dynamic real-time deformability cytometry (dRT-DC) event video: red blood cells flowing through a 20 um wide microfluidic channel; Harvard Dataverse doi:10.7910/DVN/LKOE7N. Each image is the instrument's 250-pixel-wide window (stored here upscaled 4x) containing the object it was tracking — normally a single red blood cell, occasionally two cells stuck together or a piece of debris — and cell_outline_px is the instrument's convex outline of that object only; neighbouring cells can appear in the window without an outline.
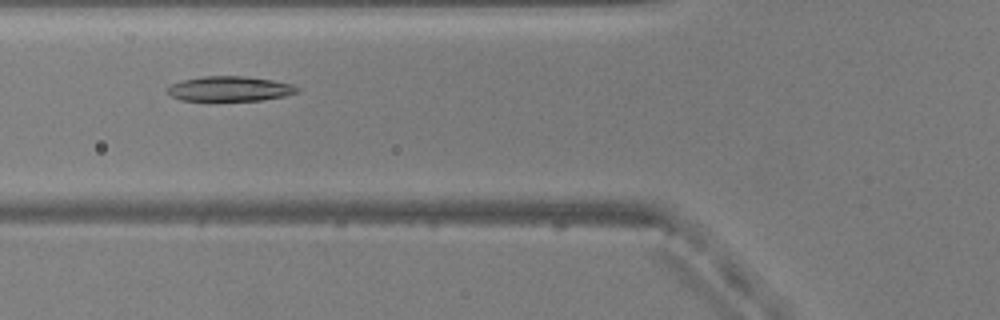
{"species": "common noctule bat (a hibernating species)", "species_latin": "Nyctalus noctula", "temperature_condition": "warm", "stored_images_in_passage": 36, "camera_frame_rate_fps": 3000, "um_per_image_px": 0.085, "animal": {"sex": "male", "body_mass_g": 20.5, "forearm_length_mm": 52.5}, "frame": {"image": 1, "passage_image": 8, "time_ms": 2.333, "image_size_px": [1000, 320], "cell_outline_px": [[300, 92], [284, 96], [260, 100], [180, 100], [172, 96], [164, 88], [168, 84], [180, 80], [204, 76], [244, 76], [272, 80], [292, 84], [300, 88]], "centroid_in_image_um": [19.5, 7.53], "position_along_channel_um": 106.3, "area_um2": 18.96}}
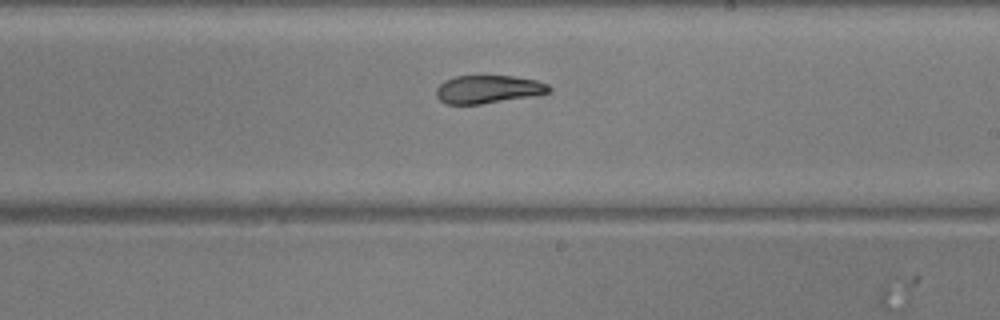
{"frame": {"image": 2, "passage_image": 19, "time_ms": 6.0, "image_size_px": [1000, 320], "cell_outline_px": [[552, 92], [536, 96], [480, 104], [448, 104], [440, 100], [436, 96], [436, 88], [444, 80], [456, 76], [516, 76], [536, 80], [548, 84], [552, 88]], "centroid_in_image_um": [41.54, 7.59], "position_along_channel_um": 247.5, "area_um2": 18.67}}
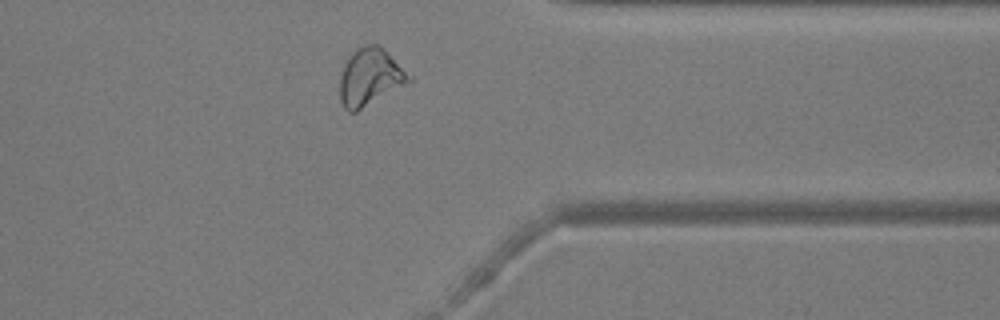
{"frame": {"image": 3, "passage_image": 30, "time_ms": 9.667, "image_size_px": [1000, 320], "cell_outline_px": [[412, 80], [356, 112], [348, 112], [344, 108], [340, 100], [340, 76], [344, 64], [348, 56], [356, 48], [364, 44], [380, 44], [412, 76]], "centroid_in_image_um": [31.43, 6.53], "position_along_channel_um": 380.0, "area_um2": 23.12}}